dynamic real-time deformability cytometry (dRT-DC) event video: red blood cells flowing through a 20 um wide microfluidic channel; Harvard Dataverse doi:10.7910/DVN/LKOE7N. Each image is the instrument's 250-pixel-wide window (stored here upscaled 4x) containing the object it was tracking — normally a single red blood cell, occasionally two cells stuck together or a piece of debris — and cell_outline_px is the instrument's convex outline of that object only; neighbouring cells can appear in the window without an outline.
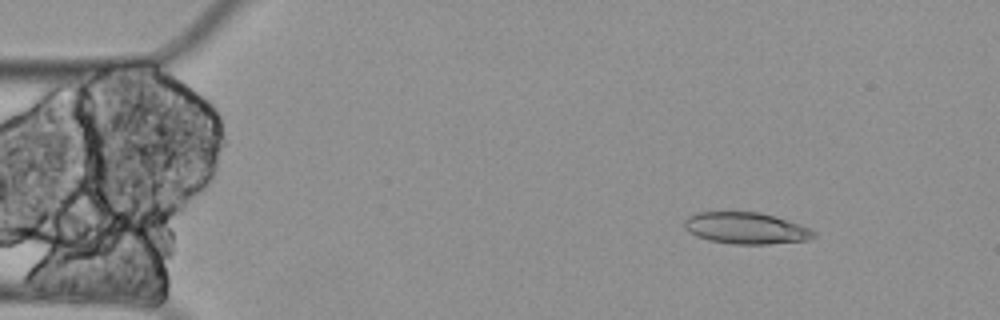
{"species": "Egyptian fruit bat (a non-hibernating species)", "species_latin": "Rousettus aegyptiacus", "temperature_condition": "cold", "stored_images_in_passage": 7, "camera_frame_rate_fps": 3000, "um_per_image_px": 0.085, "animal": {"sex": "female"}, "frame": {"image": 1, "passage_image": 1, "time_ms": 0.0, "image_size_px": [1000, 320], "cell_outline_px": [[816, 236], [808, 240], [768, 244], [732, 244], [708, 240], [696, 236], [684, 228], [684, 220], [688, 216], [696, 212], [760, 212], [800, 224], [812, 228], [816, 232]], "centroid_in_image_um": [63.41, 19.4], "position_along_channel_um": 21.6, "area_um2": 23.93}}
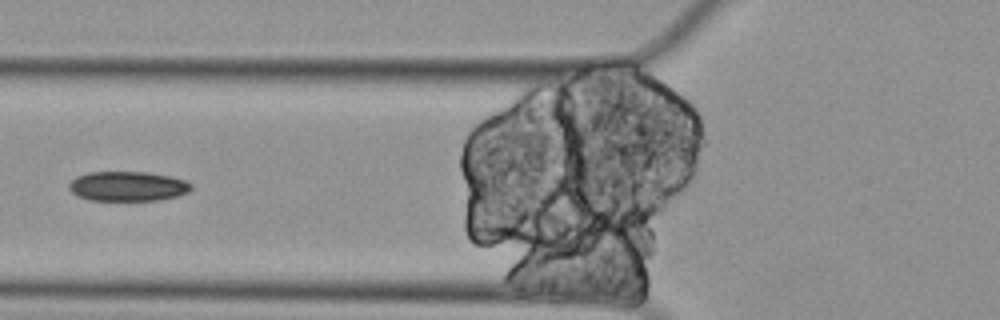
{"frame": {"image": 2, "passage_image": 5, "time_ms": 1.333, "image_size_px": [1000, 320], "cell_outline_px": [[192, 188], [188, 192], [176, 196], [160, 200], [88, 200], [72, 192], [68, 188], [68, 184], [76, 176], [88, 172], [148, 172], [172, 176], [184, 180], [192, 184]], "centroid_in_image_um": [10.86, 15.82], "position_along_channel_um": 114.9, "area_um2": 21.21}}
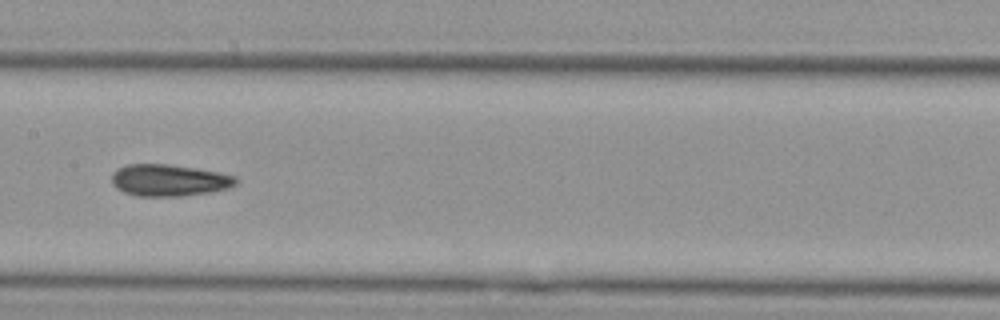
{"frame": {"image": 3, "passage_image": 7, "time_ms": 2.0, "image_size_px": [1000, 320], "cell_outline_px": [[240, 180], [236, 184], [228, 188], [212, 192], [180, 196], [136, 196], [124, 192], [116, 188], [112, 184], [112, 172], [116, 168], [124, 164], [168, 164], [196, 168], [236, 176]], "centroid_in_image_um": [14.35, 15.32], "position_along_channel_um": 193.1, "area_um2": 23.24}}